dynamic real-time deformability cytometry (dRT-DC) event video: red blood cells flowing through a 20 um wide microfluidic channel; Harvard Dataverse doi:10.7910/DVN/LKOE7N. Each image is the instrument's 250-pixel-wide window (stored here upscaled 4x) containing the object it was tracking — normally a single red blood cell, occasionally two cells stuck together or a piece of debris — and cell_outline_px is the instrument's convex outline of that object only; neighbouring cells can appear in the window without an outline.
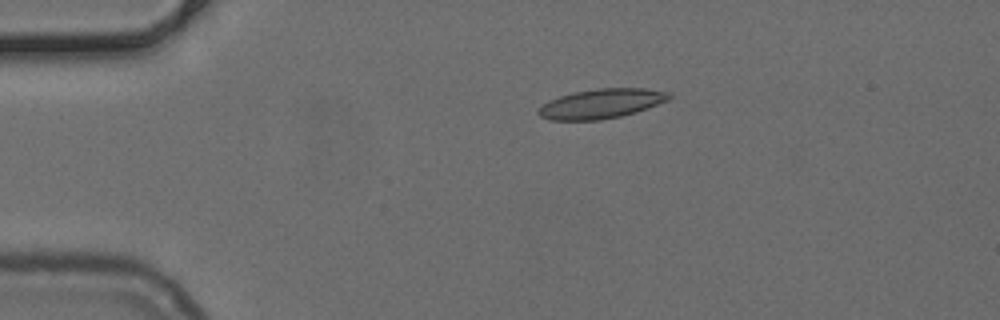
{"species": "common noctule bat (a hibernating species)", "species_latin": "Nyctalus noctula", "temperature_condition": "cold", "stored_images_in_passage": 42, "camera_frame_rate_fps": 3000, "um_per_image_px": 0.085, "animal": {"sex": "female", "body_mass_g": 24.6, "forearm_length_mm": 56.2}, "frame": {"image": 1, "passage_image": 1, "time_ms": 0.0, "image_size_px": [1000, 320], "cell_outline_px": [[672, 96], [668, 100], [636, 112], [620, 116], [600, 120], [548, 120], [540, 116], [536, 112], [548, 100], [560, 96], [576, 92], [596, 88], [644, 88], [668, 92]], "centroid_in_image_um": [51.1, 8.81], "position_along_channel_um": 33.9, "area_um2": 22.37}}
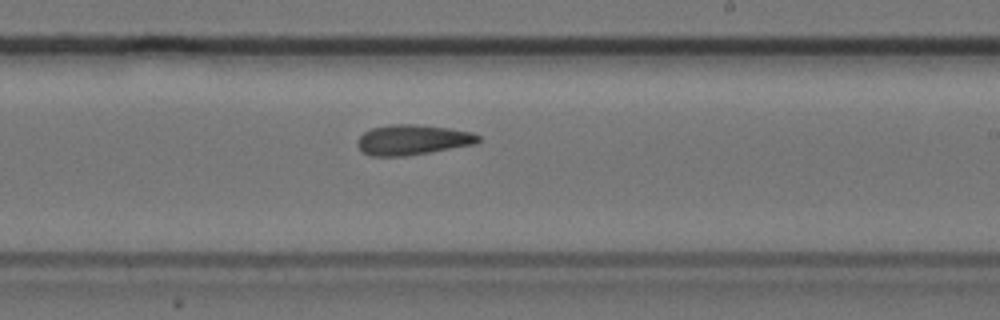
{"frame": {"image": 2, "passage_image": 21, "time_ms": 6.667, "image_size_px": [1000, 320], "cell_outline_px": [[480, 140], [476, 144], [404, 156], [372, 156], [364, 152], [356, 144], [360, 136], [364, 132], [372, 128], [392, 124], [416, 124], [448, 128], [472, 132], [480, 136]], "centroid_in_image_um": [35.08, 11.88], "position_along_channel_um": 253.9, "area_um2": 21.1}}
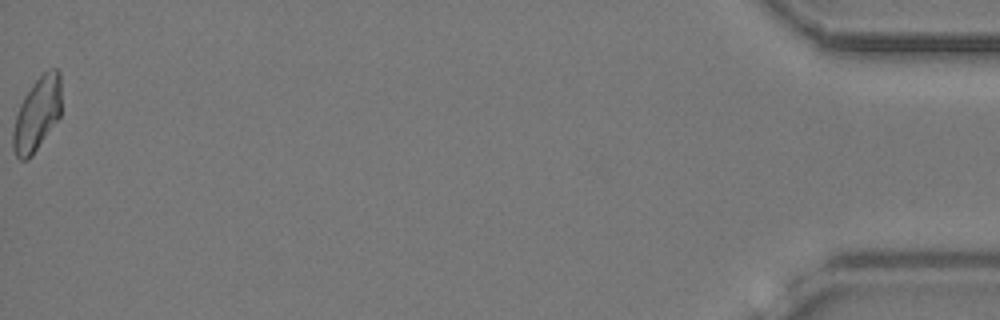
{"frame": {"image": 3, "passage_image": 42, "time_ms": 13.667, "image_size_px": [1000, 320], "cell_outline_px": [[60, 116], [32, 156], [28, 160], [20, 160], [16, 156], [12, 148], [12, 132], [16, 116], [20, 104], [24, 96], [32, 84], [48, 68], [56, 68], [60, 72]], "centroid_in_image_um": [3.13, 9.71], "position_along_channel_um": 432.1, "area_um2": 20.69}}